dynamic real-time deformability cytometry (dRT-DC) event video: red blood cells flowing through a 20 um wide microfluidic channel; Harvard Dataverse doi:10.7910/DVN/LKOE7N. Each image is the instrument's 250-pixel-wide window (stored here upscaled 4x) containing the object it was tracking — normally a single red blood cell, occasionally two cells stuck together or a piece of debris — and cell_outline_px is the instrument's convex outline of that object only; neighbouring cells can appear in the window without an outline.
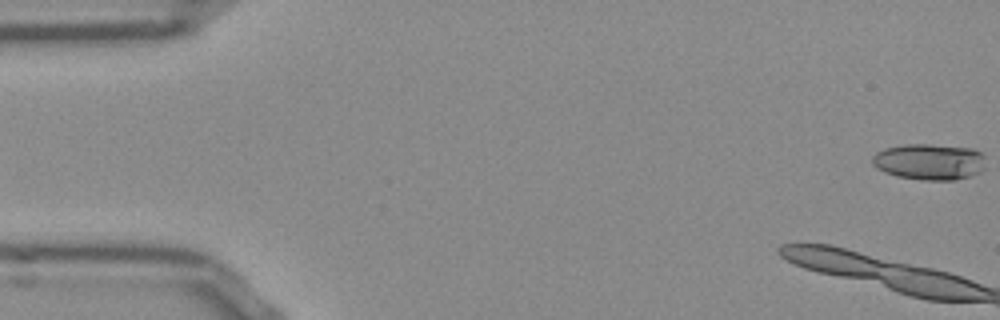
{"species": "Egyptian fruit bat (a non-hibernating species)", "species_latin": "Rousettus aegyptiacus", "temperature_condition": "room temperature", "stored_images_in_passage": 9, "camera_frame_rate_fps": 3000, "um_per_image_px": 0.085, "frame": {"image": 1, "passage_image": 1, "time_ms": 0.0, "image_size_px": [1000, 320], "cell_outline_px": [[984, 168], [980, 172], [956, 180], [920, 180], [896, 176], [884, 172], [876, 168], [872, 164], [872, 156], [876, 152], [884, 148], [908, 144], [928, 144], [972, 148], [980, 152], [984, 156]], "centroid_in_image_um": [78.97, 13.75], "position_along_channel_um": 6.0, "area_um2": 24.04}}